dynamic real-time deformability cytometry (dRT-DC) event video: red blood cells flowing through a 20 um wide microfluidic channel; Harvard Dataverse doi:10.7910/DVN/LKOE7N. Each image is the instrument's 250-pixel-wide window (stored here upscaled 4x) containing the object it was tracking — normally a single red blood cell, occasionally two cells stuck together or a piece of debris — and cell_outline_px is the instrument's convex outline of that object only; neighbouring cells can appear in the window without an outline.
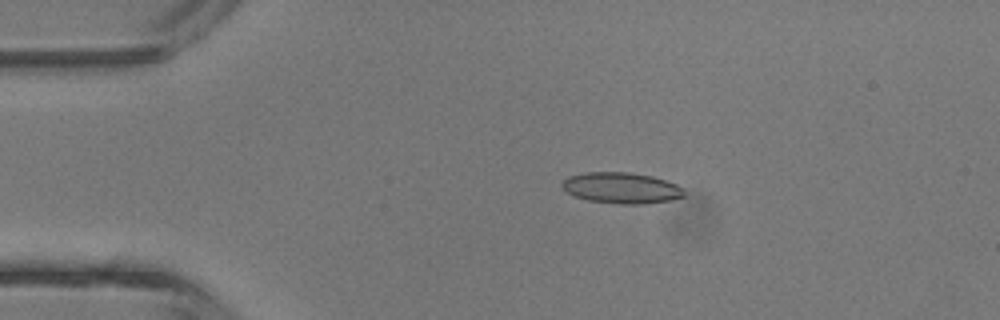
{"species": "common noctule bat (a hibernating species)", "species_latin": "Nyctalus noctula", "temperature_condition": "room temperature", "stored_images_in_passage": 2, "camera_frame_rate_fps": 3000, "um_per_image_px": 0.085, "animal": {"sex": "male", "body_mass_g": 13.3}, "frame": {"image": 1, "passage_image": 1, "time_ms": 0.0, "image_size_px": [1000, 320], "cell_outline_px": [[684, 196], [672, 200], [644, 204], [616, 204], [588, 200], [572, 196], [560, 184], [568, 176], [584, 172], [628, 172], [652, 176], [676, 184], [684, 188]], "centroid_in_image_um": [52.81, 15.98], "position_along_channel_um": 32.2, "area_um2": 22.2}}